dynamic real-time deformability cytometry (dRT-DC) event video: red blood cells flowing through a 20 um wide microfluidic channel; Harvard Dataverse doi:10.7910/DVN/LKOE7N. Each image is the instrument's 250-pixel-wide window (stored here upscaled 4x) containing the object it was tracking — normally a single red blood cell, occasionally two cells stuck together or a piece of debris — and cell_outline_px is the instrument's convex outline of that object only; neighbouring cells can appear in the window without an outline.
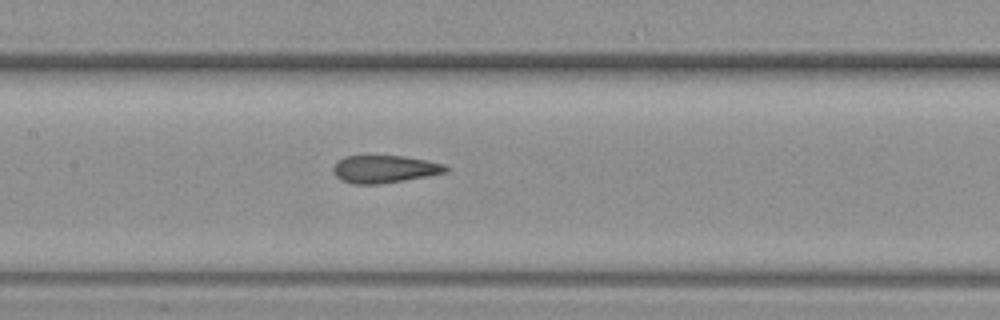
{"species": "common noctule bat (a hibernating species)", "species_latin": "Nyctalus noctula", "temperature_condition": "warm", "stored_images_in_passage": 11, "camera_frame_rate_fps": 3000, "um_per_image_px": 0.085, "animal": {"sex": "female", "body_mass_g": 19.3, "forearm_length_mm": 54.1}, "frame": {"image": 1, "passage_image": 11, "time_ms": 3.333, "image_size_px": [1000, 320], "cell_outline_px": [[448, 172], [428, 176], [380, 184], [352, 184], [340, 180], [336, 176], [332, 168], [336, 160], [344, 156], [404, 156], [428, 160], [444, 164], [448, 168]], "centroid_in_image_um": [32.66, 14.37], "position_along_channel_um": 174.7, "area_um2": 18.26}}